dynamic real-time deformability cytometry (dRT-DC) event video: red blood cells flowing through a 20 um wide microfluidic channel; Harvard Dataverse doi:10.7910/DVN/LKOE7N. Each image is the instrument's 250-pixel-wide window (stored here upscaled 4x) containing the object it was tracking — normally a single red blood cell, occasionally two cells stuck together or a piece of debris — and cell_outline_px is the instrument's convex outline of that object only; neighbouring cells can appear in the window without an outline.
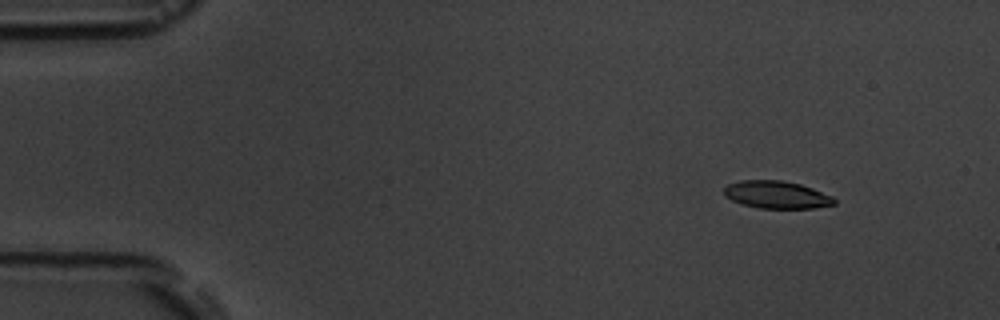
{"species": "common noctule bat (a hibernating species)", "species_latin": "Nyctalus noctula", "temperature_condition": "room temperature", "stored_images_in_passage": 8, "camera_frame_rate_fps": 3000, "um_per_image_px": 0.085, "animal": {"sex": "male", "body_mass_g": 19.5, "forearm_length_mm": 54.6}, "frame": {"image": 1, "passage_image": 1, "time_ms": 0.0, "image_size_px": [1000, 320], "cell_outline_px": [[836, 204], [816, 208], [760, 208], [740, 204], [724, 196], [724, 188], [728, 184], [740, 180], [784, 180], [800, 184], [812, 188], [832, 196], [836, 200]], "centroid_in_image_um": [66.01, 16.55], "position_along_channel_um": 19.0, "area_um2": 17.8}}
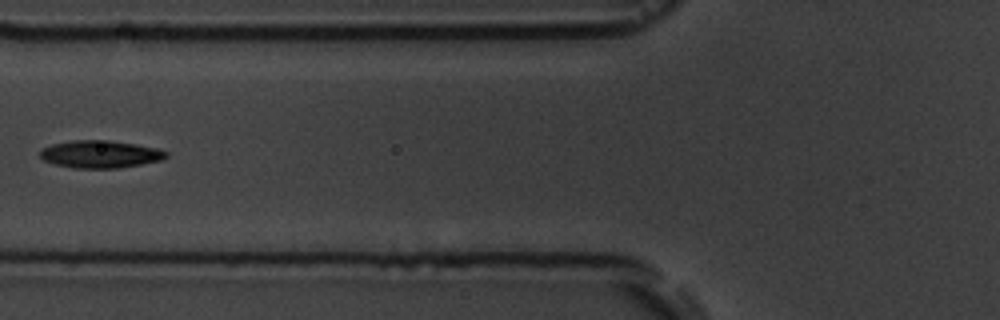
{"frame": {"image": 2, "passage_image": 5, "time_ms": 5.333, "image_size_px": [1000, 320], "cell_outline_px": [[168, 156], [160, 160], [120, 168], [76, 168], [56, 164], [44, 160], [40, 156], [40, 148], [52, 144], [72, 140], [108, 140], [136, 144], [156, 148], [168, 152]], "centroid_in_image_um": [8.5, 13.1], "position_along_channel_um": 117.3, "area_um2": 20.11}}
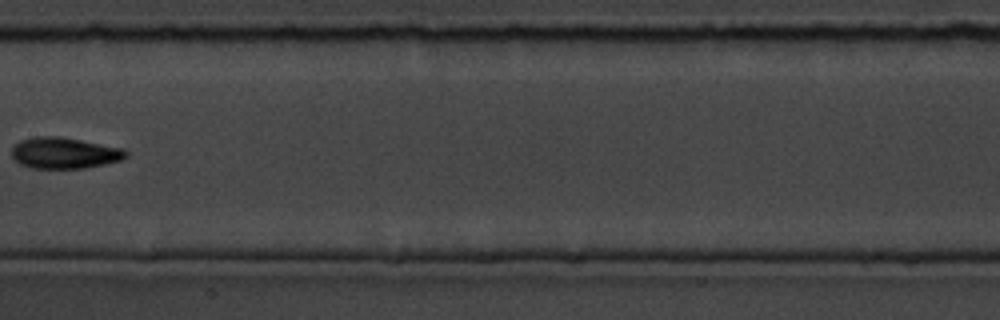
{"frame": {"image": 3, "passage_image": 7, "time_ms": 7.667, "image_size_px": [1000, 320], "cell_outline_px": [[128, 156], [120, 160], [104, 164], [84, 168], [32, 168], [20, 164], [12, 156], [12, 148], [20, 140], [36, 136], [60, 136], [124, 148], [128, 152]], "centroid_in_image_um": [5.49, 12.99], "position_along_channel_um": 201.9, "area_um2": 20.75}}